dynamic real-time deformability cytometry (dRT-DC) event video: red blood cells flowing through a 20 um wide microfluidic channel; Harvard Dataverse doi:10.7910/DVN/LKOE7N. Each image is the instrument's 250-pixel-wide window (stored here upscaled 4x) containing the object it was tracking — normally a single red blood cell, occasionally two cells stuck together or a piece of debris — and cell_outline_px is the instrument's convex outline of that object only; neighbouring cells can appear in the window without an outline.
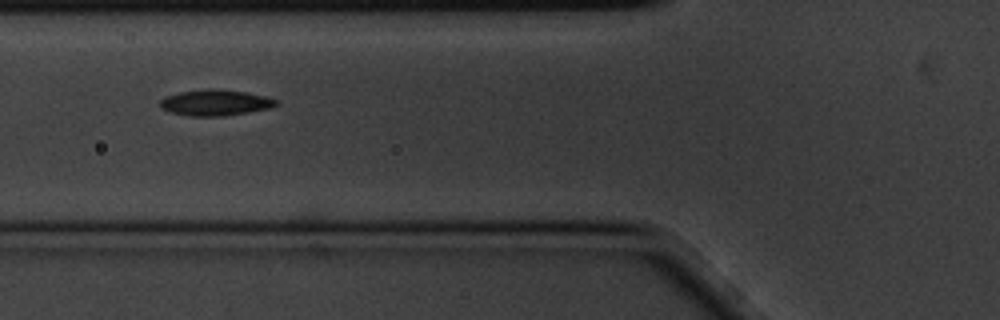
{"species": "common noctule bat (a hibernating species)", "species_latin": "Nyctalus noctula", "temperature_condition": "cold", "stored_images_in_passage": 13, "camera_frame_rate_fps": 3000, "um_per_image_px": 0.085, "animal": {"sex": "male", "body_mass_g": 20.1, "forearm_length_mm": 53.5}, "frame": {"image": 1, "passage_image": 4, "time_ms": 1.0, "image_size_px": [1000, 320], "cell_outline_px": [[276, 104], [272, 108], [224, 116], [192, 116], [168, 112], [160, 108], [160, 100], [164, 96], [180, 92], [208, 88], [220, 88], [248, 92], [268, 96], [276, 100]], "centroid_in_image_um": [18.29, 8.71], "position_along_channel_um": 107.5, "area_um2": 17.86}}
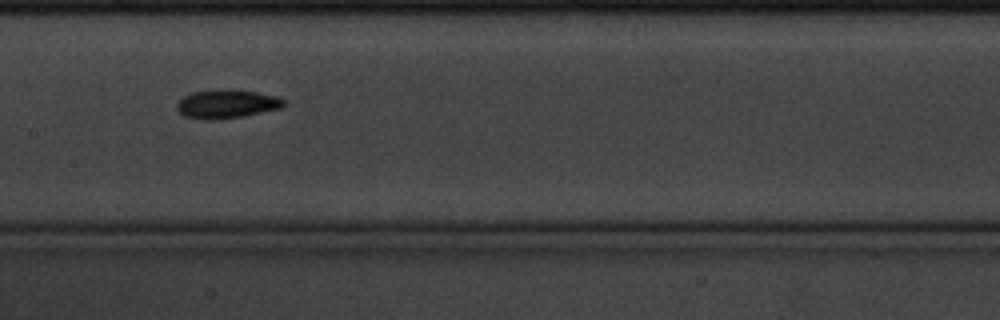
{"frame": {"image": 2, "passage_image": 6, "time_ms": 1.667, "image_size_px": [1000, 320], "cell_outline_px": [[288, 104], [280, 108], [240, 116], [212, 120], [208, 120], [184, 116], [176, 108], [176, 104], [184, 96], [192, 92], [228, 88], [232, 88], [280, 96]], "centroid_in_image_um": [19.29, 8.81], "position_along_channel_um": 188.1, "area_um2": 17.92}}
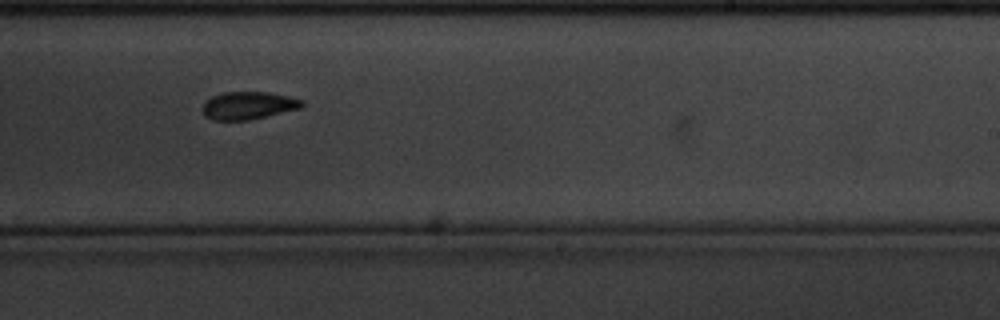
{"frame": {"image": 3, "passage_image": 8, "time_ms": 2.333, "image_size_px": [1000, 320], "cell_outline_px": [[304, 104], [300, 108], [248, 120], [212, 120], [204, 116], [204, 100], [212, 96], [224, 92], [268, 92], [288, 96], [304, 100]], "centroid_in_image_um": [21.09, 8.96], "position_along_channel_um": 267.9, "area_um2": 15.95}}